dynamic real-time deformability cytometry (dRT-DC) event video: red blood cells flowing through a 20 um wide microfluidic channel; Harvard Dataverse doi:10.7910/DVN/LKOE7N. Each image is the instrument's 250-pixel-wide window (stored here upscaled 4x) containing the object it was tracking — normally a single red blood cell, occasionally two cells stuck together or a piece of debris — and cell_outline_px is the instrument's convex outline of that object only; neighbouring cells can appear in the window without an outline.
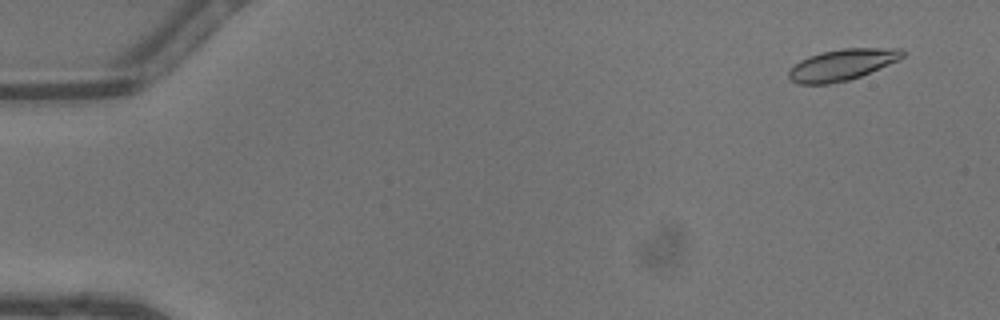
{"species": "common noctule bat (a hibernating species)", "species_latin": "Nyctalus noctula", "temperature_condition": "warm", "stored_images_in_passage": 47, "camera_frame_rate_fps": 3000, "um_per_image_px": 0.085, "animal": {"sex": "male", "body_mass_g": 13.3}, "frame": {"image": 1, "passage_image": 4, "time_ms": 1.0, "image_size_px": [1000, 320], "cell_outline_px": [[904, 56], [900, 60], [860, 76], [848, 80], [828, 84], [796, 84], [788, 76], [788, 72], [800, 60], [808, 56], [820, 52], [844, 48], [900, 48], [904, 52]], "centroid_in_image_um": [71.59, 5.5], "position_along_channel_um": 13.4, "area_um2": 20.69}}
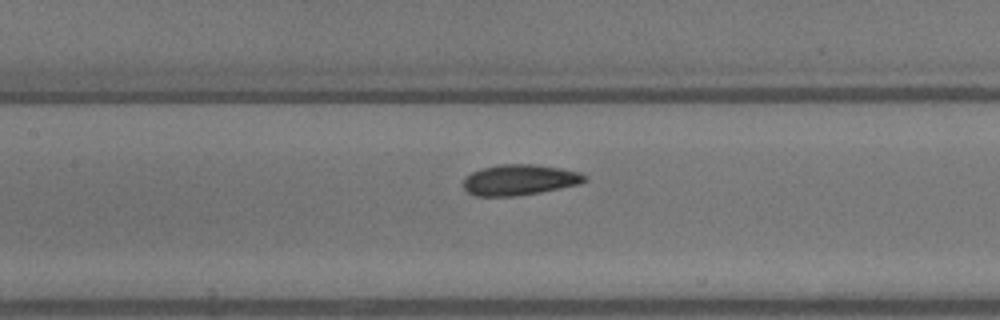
{"frame": {"image": 2, "passage_image": 23, "time_ms": 7.333, "image_size_px": [1000, 320], "cell_outline_px": [[588, 180], [580, 184], [540, 192], [516, 196], [472, 196], [464, 188], [464, 176], [480, 168], [500, 164], [536, 164], [560, 168], [580, 172], [588, 176]], "centroid_in_image_um": [44.16, 15.28], "position_along_channel_um": 163.2, "area_um2": 21.96}}
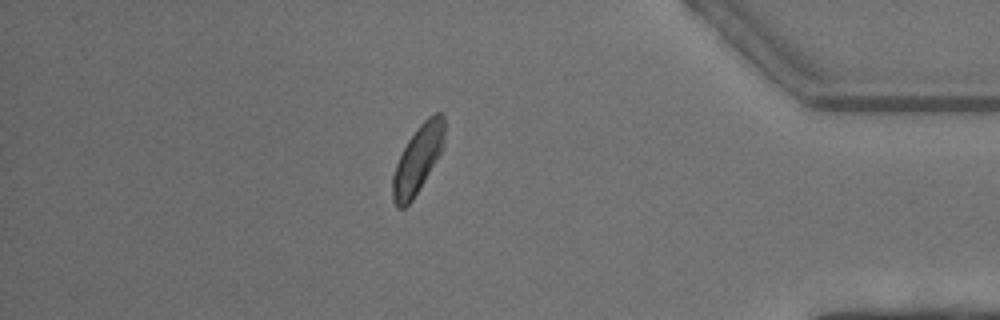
{"frame": {"image": 3, "passage_image": 41, "time_ms": 13.333, "image_size_px": [1000, 320], "cell_outline_px": [[444, 136], [440, 152], [424, 180], [412, 200], [404, 208], [396, 208], [392, 200], [392, 176], [396, 164], [408, 140], [416, 128], [428, 116], [436, 112], [440, 112], [444, 116]], "centroid_in_image_um": [35.47, 13.54], "position_along_channel_um": 399.7, "area_um2": 20.0}, "authors_computed_cell_mechanics": {"area_um2": 20.808, "velocity_mm_per_s": 4.5301, "shape_relaxation_time_tau1_ms": 1.9927, "shape_relaxation_time_tau2_ms": 2.3637, "deformation_change_tau1": 0.0925, "deformation_change_tau2": 0.0668}}